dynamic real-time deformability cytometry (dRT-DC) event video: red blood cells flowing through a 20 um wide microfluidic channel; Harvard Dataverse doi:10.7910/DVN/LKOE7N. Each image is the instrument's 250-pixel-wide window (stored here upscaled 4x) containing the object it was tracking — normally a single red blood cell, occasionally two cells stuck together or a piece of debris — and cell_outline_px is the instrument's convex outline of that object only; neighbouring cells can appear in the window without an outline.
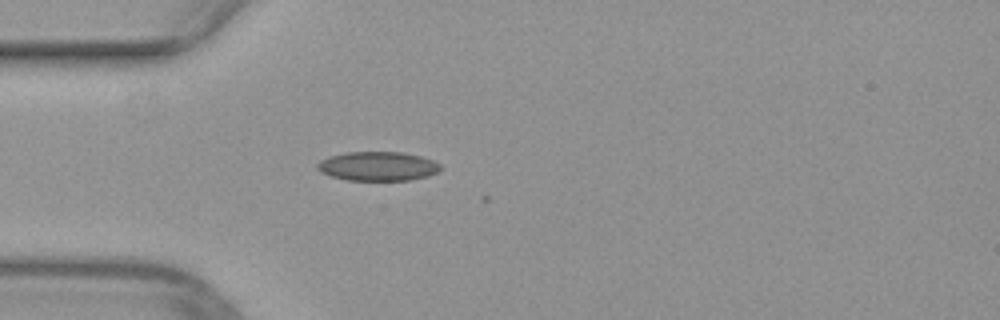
{"species": "common noctule bat (a hibernating species)", "species_latin": "Nyctalus noctula", "temperature_condition": "warm", "stored_images_in_passage": 3, "camera_frame_rate_fps": 3000, "um_per_image_px": 0.085, "animal": {"sex": "female", "body_mass_g": 29.2, "forearm_length_mm": 56.3}, "frame": {"image": 1, "passage_image": 1, "time_ms": 0.0, "image_size_px": [1000, 320], "cell_outline_px": [[440, 168], [436, 172], [428, 176], [412, 180], [348, 180], [332, 176], [320, 172], [316, 168], [316, 164], [320, 160], [328, 156], [348, 152], [404, 152], [420, 156], [432, 160], [440, 164]], "centroid_in_image_um": [32.08, 14.12], "position_along_channel_um": 52.9, "area_um2": 20.92}}